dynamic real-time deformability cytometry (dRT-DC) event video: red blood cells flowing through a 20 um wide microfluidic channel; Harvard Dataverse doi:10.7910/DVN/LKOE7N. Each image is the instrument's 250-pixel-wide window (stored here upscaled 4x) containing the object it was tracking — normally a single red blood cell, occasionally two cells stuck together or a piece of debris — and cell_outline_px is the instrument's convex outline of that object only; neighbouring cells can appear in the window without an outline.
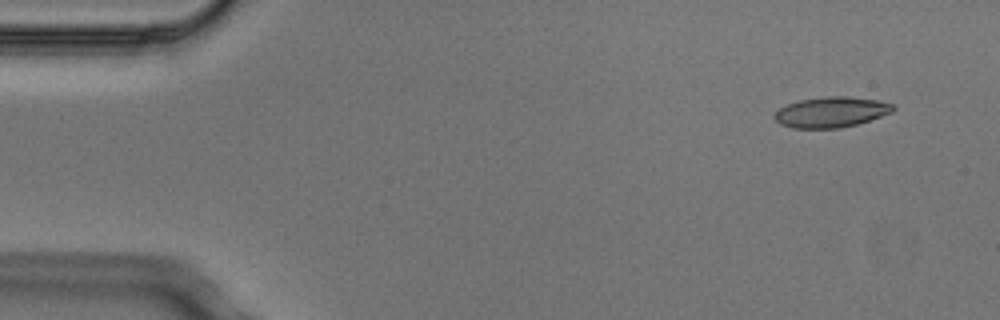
{"species": "Egyptian fruit bat (a non-hibernating species)", "species_latin": "Rousettus aegyptiacus", "temperature_condition": "cold", "stored_images_in_passage": 4, "camera_frame_rate_fps": 3000, "um_per_image_px": 0.085, "animal": {"sex": "male"}, "frame": {"image": 1, "passage_image": 1, "time_ms": 0.0, "image_size_px": [1000, 320], "cell_outline_px": [[896, 108], [892, 112], [856, 124], [840, 128], [792, 128], [780, 124], [772, 116], [780, 108], [788, 104], [800, 100], [828, 96], [848, 96], [876, 100], [892, 104]], "centroid_in_image_um": [70.63, 9.53], "position_along_channel_um": 14.4, "area_um2": 20.87}}
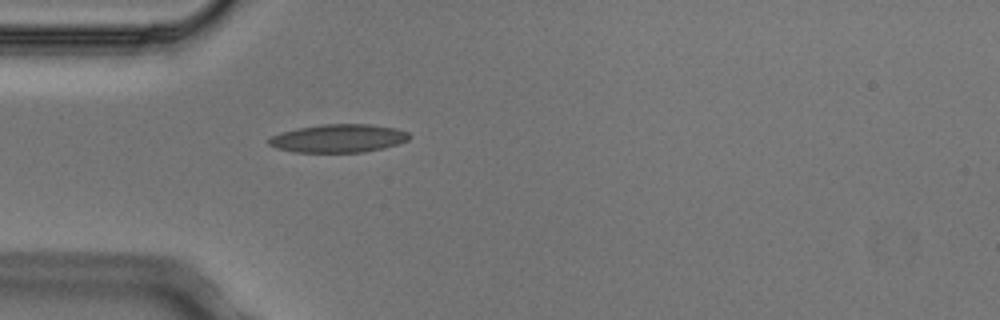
{"frame": {"image": 2, "passage_image": 4, "time_ms": 1.0, "image_size_px": [1000, 320], "cell_outline_px": [[412, 136], [408, 140], [384, 148], [364, 152], [292, 152], [276, 148], [268, 144], [268, 140], [272, 136], [296, 128], [324, 124], [372, 124], [396, 128], [408, 132]], "centroid_in_image_um": [28.79, 11.76], "position_along_channel_um": 56.2, "area_um2": 23.12}}